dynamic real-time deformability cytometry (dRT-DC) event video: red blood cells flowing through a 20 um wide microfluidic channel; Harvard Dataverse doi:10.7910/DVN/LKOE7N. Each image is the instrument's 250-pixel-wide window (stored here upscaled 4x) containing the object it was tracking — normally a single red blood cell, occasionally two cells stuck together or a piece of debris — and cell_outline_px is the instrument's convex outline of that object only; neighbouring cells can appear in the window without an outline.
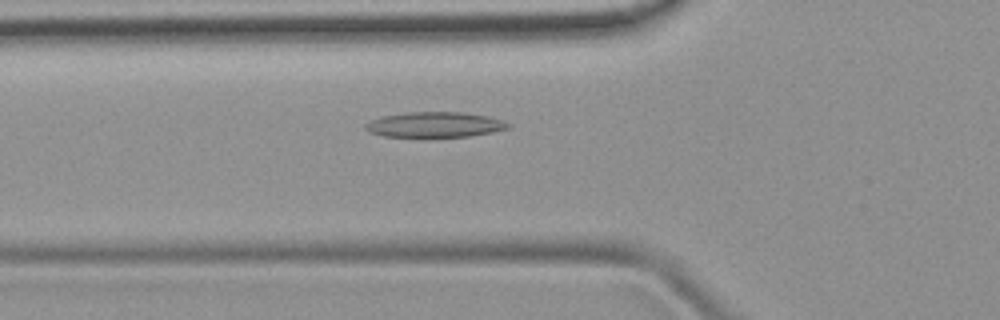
{"species": "common noctule bat (a hibernating species)", "species_latin": "Nyctalus noctula", "temperature_condition": "room temperature", "stored_images_in_passage": 48, "camera_frame_rate_fps": 3000, "um_per_image_px": 0.085, "animal": {"sex": "female", "body_mass_g": 19.9}, "frame": {"image": 1, "passage_image": 17, "time_ms": 5.333, "image_size_px": [1000, 320], "cell_outline_px": [[512, 124], [508, 128], [492, 132], [468, 136], [384, 136], [368, 132], [364, 128], [364, 124], [368, 120], [380, 116], [408, 112], [464, 112], [488, 116], [504, 120]], "centroid_in_image_um": [36.93, 10.58], "position_along_channel_um": 88.9, "area_um2": 21.1}}
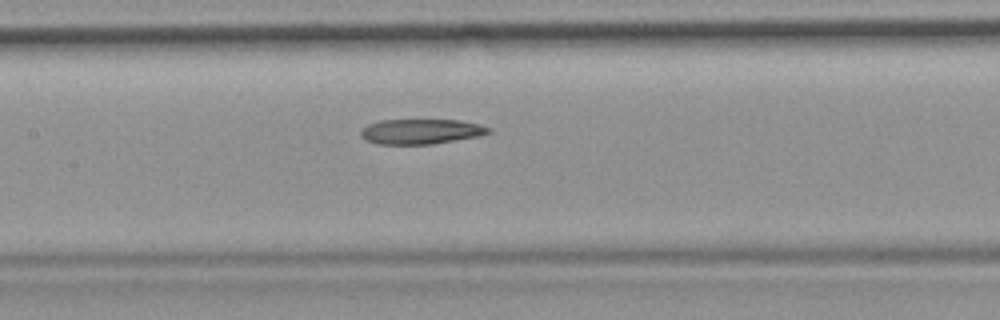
{"frame": {"image": 2, "passage_image": 23, "time_ms": 7.333, "image_size_px": [1000, 320], "cell_outline_px": [[492, 132], [480, 136], [432, 144], [380, 144], [368, 140], [360, 136], [360, 132], [368, 124], [380, 120], [460, 120], [480, 124], [492, 128]], "centroid_in_image_um": [35.84, 11.17], "position_along_channel_um": 171.6, "area_um2": 18.67}}
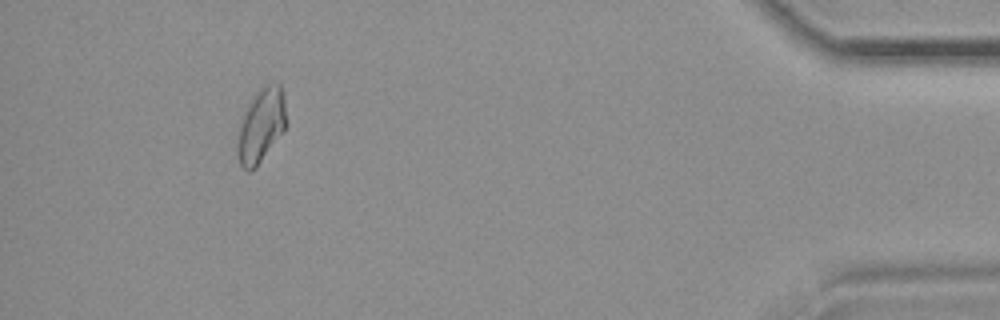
{"frame": {"image": 3, "passage_image": 45, "time_ms": 14.667, "image_size_px": [1000, 320], "cell_outline_px": [[288, 124], [284, 132], [260, 160], [248, 172], [240, 164], [236, 152], [240, 124], [244, 112], [256, 92], [260, 88], [268, 84], [280, 84], [284, 92]], "centroid_in_image_um": [22.23, 10.62], "position_along_channel_um": 413.0, "area_um2": 20.92}}